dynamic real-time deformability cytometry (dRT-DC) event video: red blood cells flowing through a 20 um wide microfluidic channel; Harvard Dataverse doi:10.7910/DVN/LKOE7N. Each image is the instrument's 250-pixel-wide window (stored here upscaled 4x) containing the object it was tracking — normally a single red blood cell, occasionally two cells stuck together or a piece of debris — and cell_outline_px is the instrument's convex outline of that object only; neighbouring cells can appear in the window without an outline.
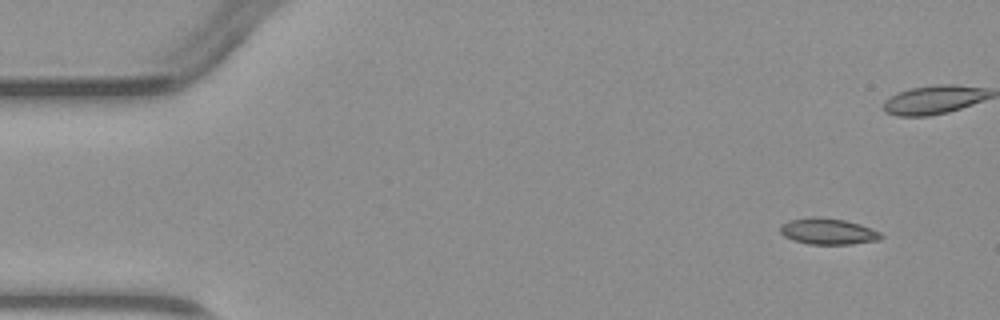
{"species": "common noctule bat (a hibernating species)", "species_latin": "Nyctalus noctula", "temperature_condition": "warm", "stored_images_in_passage": 4, "camera_frame_rate_fps": 3000, "um_per_image_px": 0.085, "animal": {"sex": "male", "body_mass_g": 23.1, "forearm_length_mm": 52.7}, "frame": {"image": 1, "passage_image": 1, "time_ms": 0.0, "image_size_px": [1000, 320], "cell_outline_px": [[884, 236], [880, 240], [852, 244], [808, 244], [792, 240], [784, 236], [780, 232], [780, 224], [788, 220], [812, 216], [816, 216], [844, 220], [860, 224], [872, 228], [880, 232]], "centroid_in_image_um": [70.37, 19.66], "position_along_channel_um": 14.6, "area_um2": 15.61}}